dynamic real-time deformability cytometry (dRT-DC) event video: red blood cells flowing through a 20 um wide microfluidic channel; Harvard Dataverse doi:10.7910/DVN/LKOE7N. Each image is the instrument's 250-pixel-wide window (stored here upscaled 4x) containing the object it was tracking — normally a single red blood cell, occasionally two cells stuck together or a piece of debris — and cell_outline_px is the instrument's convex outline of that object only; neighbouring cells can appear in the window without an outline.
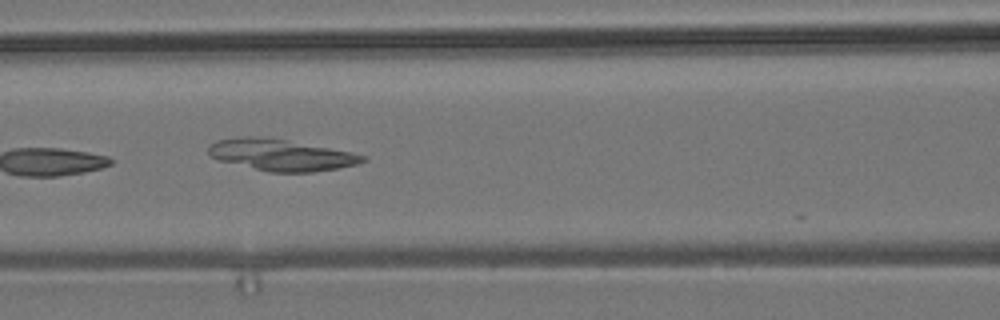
{"species": "common noctule bat (a hibernating species)", "species_latin": "Nyctalus noctula", "temperature_condition": "room temperature", "stored_images_in_passage": 9, "camera_frame_rate_fps": 3000, "um_per_image_px": 0.085, "animal": {"sex": "male", "body_mass_g": 19.2, "forearm_length_mm": 51.8}, "frame": {"image": 1, "passage_image": 7, "time_ms": 7.0, "image_size_px": [1000, 320], "cell_outline_px": [[368, 160], [356, 164], [336, 168], [312, 172], [268, 172], [216, 160], [208, 152], [208, 144], [216, 140], [240, 136], [252, 136], [284, 140], [352, 152], [368, 156]], "centroid_in_image_um": [23.84, 13.17], "position_along_channel_um": 142.8, "area_um2": 28.21}}
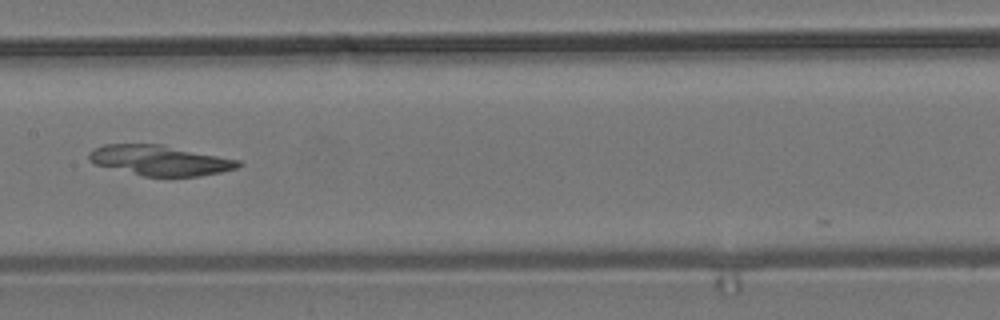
{"frame": {"image": 2, "passage_image": 8, "time_ms": 8.333, "image_size_px": [1000, 320], "cell_outline_px": [[244, 164], [236, 168], [220, 172], [200, 176], [144, 176], [96, 164], [88, 160], [88, 152], [104, 144], [164, 144], [240, 160]], "centroid_in_image_um": [13.63, 13.62], "position_along_channel_um": 193.8, "area_um2": 26.24}}
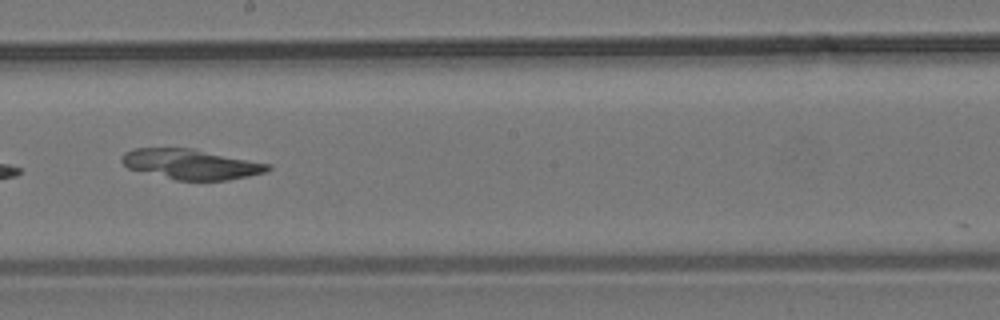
{"frame": {"image": 3, "passage_image": 9, "time_ms": 9.333, "image_size_px": [1000, 320], "cell_outline_px": [[272, 168], [264, 172], [248, 176], [228, 180], [176, 180], [128, 168], [120, 160], [120, 156], [124, 152], [132, 148], [192, 148], [272, 164]], "centroid_in_image_um": [16.23, 13.95], "position_along_channel_um": 232.0, "area_um2": 25.66}}